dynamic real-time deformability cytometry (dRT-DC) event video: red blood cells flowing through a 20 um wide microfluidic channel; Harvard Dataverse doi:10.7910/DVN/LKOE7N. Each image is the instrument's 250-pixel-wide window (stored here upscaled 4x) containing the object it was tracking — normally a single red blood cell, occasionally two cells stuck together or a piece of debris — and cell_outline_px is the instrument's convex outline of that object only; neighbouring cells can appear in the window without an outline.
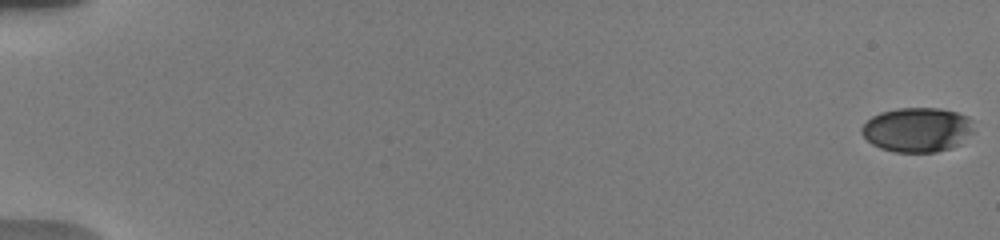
{"species": "human", "species_latin": "Homo sapiens", "temperature_condition": "warm", "stored_images_in_passage": 61, "camera_frame_rate_fps": 3000, "um_per_image_px": 0.085, "donor": {"sex": "male"}, "frame": {"image": 1, "passage_image": 1, "time_ms": 0.0, "image_size_px": [1000, 240], "cell_outline_px": [[972, 132], [960, 144], [952, 148], [936, 152], [896, 152], [880, 148], [872, 144], [860, 132], [860, 128], [872, 116], [880, 112], [896, 108], [940, 108], [956, 112], [968, 116], [972, 120]], "centroid_in_image_um": [77.96, 11.02], "position_along_channel_um": 7.0, "area_um2": 29.19}}
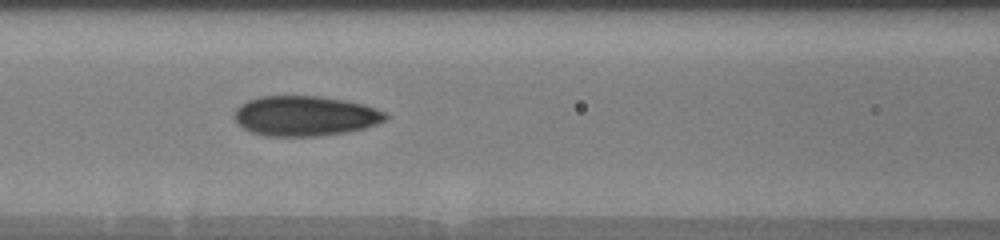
{"frame": {"image": 2, "passage_image": 30, "time_ms": 8.667, "image_size_px": [1000, 240], "cell_outline_px": [[388, 116], [384, 120], [376, 124], [364, 128], [348, 132], [316, 136], [264, 136], [252, 132], [244, 128], [236, 120], [236, 108], [240, 104], [248, 100], [260, 96], [320, 96], [344, 100], [364, 104], [376, 108], [384, 112]], "centroid_in_image_um": [25.94, 9.85], "position_along_channel_um": 140.7, "area_um2": 35.14}}
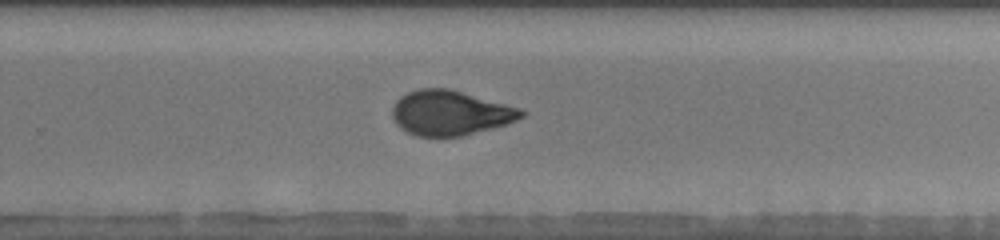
{"frame": {"image": 3, "passage_image": 41, "time_ms": 12.667, "image_size_px": [1000, 240], "cell_outline_px": [[528, 112], [524, 116], [516, 120], [504, 124], [460, 136], [416, 136], [400, 128], [396, 124], [392, 116], [392, 108], [396, 100], [400, 96], [408, 92], [420, 88], [448, 88], [520, 108]], "centroid_in_image_um": [38.23, 9.58], "position_along_channel_um": 291.6, "area_um2": 33.41}, "authors_computed_cell_mechanics": {"area_um2": 33.4084, "velocity_mm_per_s": 3.7922, "shape_relaxation_time_tau1_ms": 7.1971, "shape_relaxation_time_tau2_ms": 1.4274, "deformation_change_tau1": 0.1985, "deformation_change_tau2": 0.0692}}